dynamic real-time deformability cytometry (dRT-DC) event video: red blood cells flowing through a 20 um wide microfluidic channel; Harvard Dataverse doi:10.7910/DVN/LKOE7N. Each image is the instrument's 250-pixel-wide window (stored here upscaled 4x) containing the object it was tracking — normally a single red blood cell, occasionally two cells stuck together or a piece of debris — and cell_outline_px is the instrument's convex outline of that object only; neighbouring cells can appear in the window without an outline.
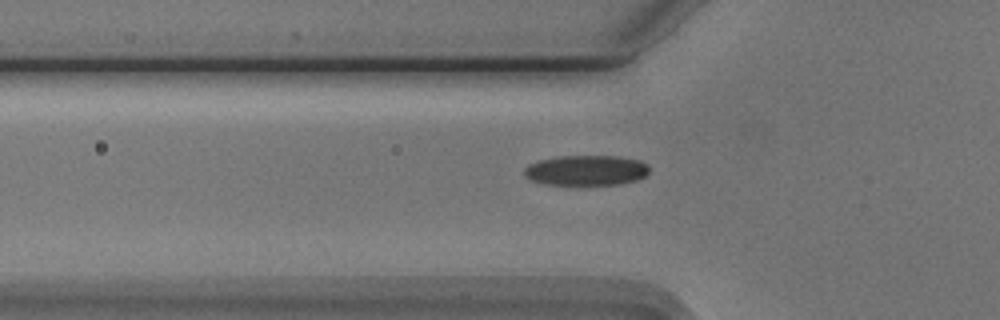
{"species": "Egyptian fruit bat (a non-hibernating species)", "species_latin": "Rousettus aegyptiacus", "temperature_condition": "cold", "stored_images_in_passage": 35, "camera_frame_rate_fps": 3000, "um_per_image_px": 0.085, "animal": {"sex": "male"}, "frame": {"image": 1, "passage_image": 4, "time_ms": 1.0, "image_size_px": [1000, 320], "cell_outline_px": [[648, 172], [644, 176], [636, 180], [620, 184], [544, 184], [532, 180], [524, 176], [524, 168], [528, 164], [536, 160], [560, 156], [616, 156], [640, 160], [648, 164]], "centroid_in_image_um": [49.8, 14.46], "position_along_channel_um": 76.0, "area_um2": 22.02}}
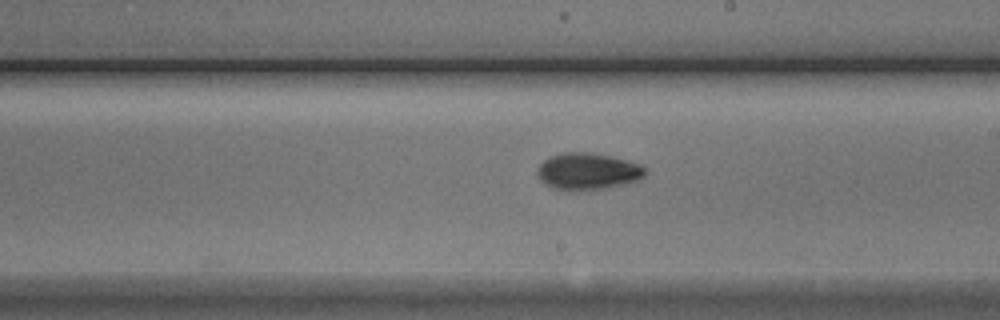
{"frame": {"image": 2, "passage_image": 17, "time_ms": 5.333, "image_size_px": [1000, 320], "cell_outline_px": [[644, 176], [640, 180], [604, 188], [552, 188], [544, 184], [536, 176], [536, 172], [540, 164], [544, 160], [552, 156], [564, 152], [588, 152], [608, 156], [640, 164], [644, 168]], "centroid_in_image_um": [49.92, 14.54], "position_along_channel_um": 239.1, "area_um2": 22.37}}
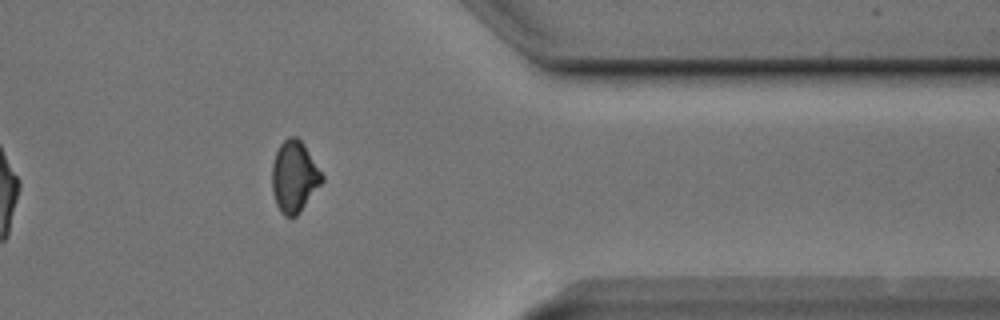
{"frame": {"image": 3, "passage_image": 30, "time_ms": 9.667, "image_size_px": [1000, 320], "cell_outline_px": [[324, 180], [300, 212], [296, 216], [284, 216], [280, 212], [276, 204], [272, 192], [272, 164], [276, 152], [280, 144], [288, 136], [296, 136], [304, 144], [324, 176]], "centroid_in_image_um": [25.01, 15.01], "position_along_channel_um": 386.4, "area_um2": 20.81}}